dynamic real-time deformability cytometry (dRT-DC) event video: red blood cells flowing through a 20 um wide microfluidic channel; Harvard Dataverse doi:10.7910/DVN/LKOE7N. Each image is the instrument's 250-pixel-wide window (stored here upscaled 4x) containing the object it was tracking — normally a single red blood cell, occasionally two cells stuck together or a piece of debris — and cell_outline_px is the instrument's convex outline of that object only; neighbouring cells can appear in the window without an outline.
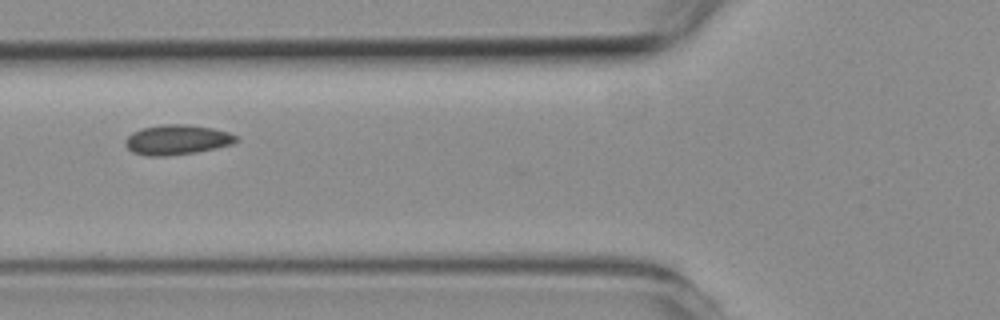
{"species": "common noctule bat (a hibernating species)", "species_latin": "Nyctalus noctula", "temperature_condition": "room temperature", "stored_images_in_passage": 8, "camera_frame_rate_fps": 3000, "um_per_image_px": 0.085, "animal": {"sex": "female", "body_mass_g": 19.3, "forearm_length_mm": 54.1}, "frame": {"image": 1, "passage_image": 4, "time_ms": 5.0, "image_size_px": [1000, 320], "cell_outline_px": [[236, 140], [232, 144], [196, 152], [164, 156], [148, 156], [132, 152], [124, 144], [124, 140], [132, 132], [140, 128], [164, 124], [184, 124], [212, 128], [228, 132], [236, 136]], "centroid_in_image_um": [14.98, 11.87], "position_along_channel_um": 110.8, "area_um2": 19.19}}
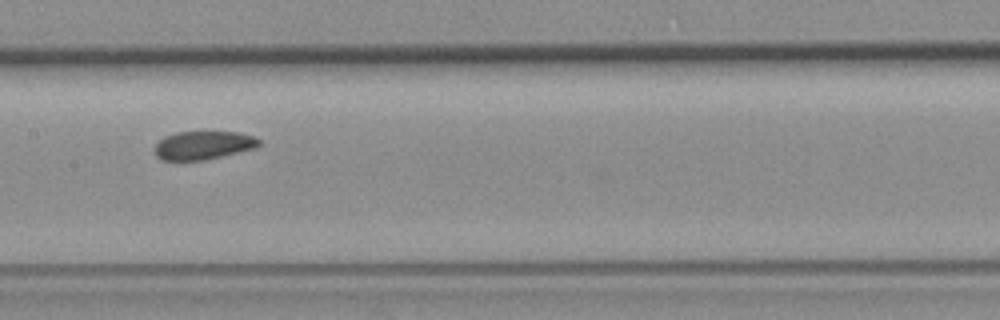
{"frame": {"image": 2, "passage_image": 6, "time_ms": 7.0, "image_size_px": [1000, 320], "cell_outline_px": [[260, 144], [256, 148], [204, 160], [160, 160], [156, 156], [156, 144], [164, 136], [176, 132], [240, 132], [252, 136], [260, 140]], "centroid_in_image_um": [17.28, 12.34], "position_along_channel_um": 190.1, "area_um2": 17.17}}
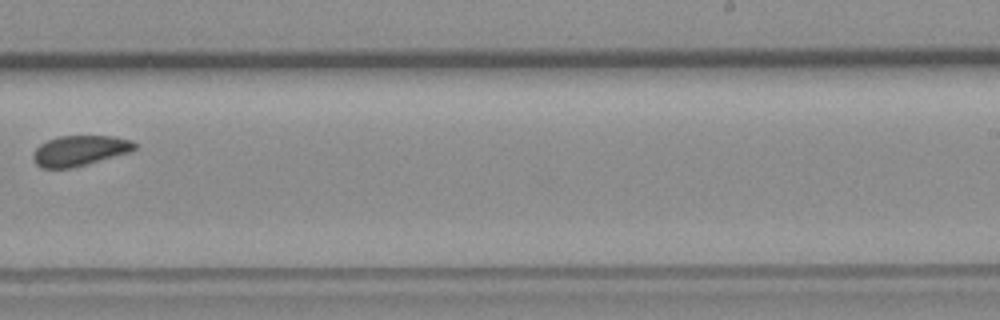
{"frame": {"image": 3, "passage_image": 8, "time_ms": 9.333, "image_size_px": [1000, 320], "cell_outline_px": [[136, 148], [128, 152], [88, 164], [72, 168], [40, 168], [36, 164], [32, 156], [32, 152], [40, 144], [48, 140], [60, 136], [112, 136], [132, 140], [136, 144]], "centroid_in_image_um": [6.74, 12.81], "position_along_channel_um": 282.3, "area_um2": 17.92}}